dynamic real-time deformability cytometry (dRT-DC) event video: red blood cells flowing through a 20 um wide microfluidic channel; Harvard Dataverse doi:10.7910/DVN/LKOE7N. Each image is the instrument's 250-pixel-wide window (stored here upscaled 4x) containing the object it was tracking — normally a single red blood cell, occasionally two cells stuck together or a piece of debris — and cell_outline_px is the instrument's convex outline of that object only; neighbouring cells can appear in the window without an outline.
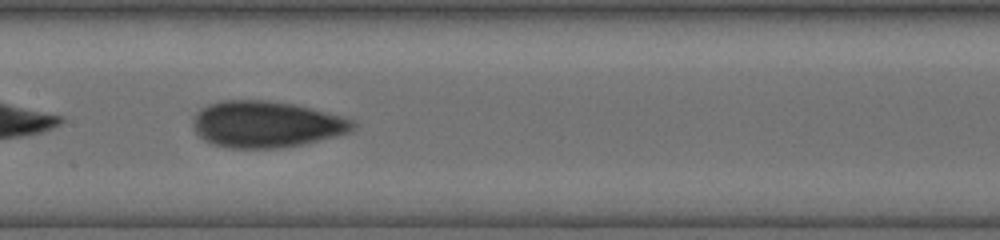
{"species": "human", "species_latin": "Homo sapiens", "temperature_condition": "cold", "stored_images_in_passage": 27, "camera_frame_rate_fps": 3000, "um_per_image_px": 0.085, "donor": {"sex": "female"}, "frame": {"image": 1, "passage_image": 15, "time_ms": 8.667, "image_size_px": [1000, 240], "cell_outline_px": [[356, 128], [352, 132], [304, 144], [280, 148], [228, 148], [212, 144], [204, 140], [196, 132], [196, 112], [200, 108], [208, 104], [224, 100], [264, 100], [296, 104], [356, 120]], "centroid_in_image_um": [22.69, 10.57], "position_along_channel_um": 184.7, "area_um2": 43.35}}
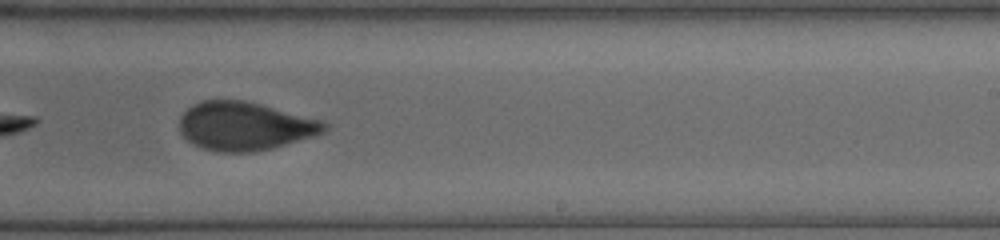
{"frame": {"image": 2, "passage_image": 19, "time_ms": 10.667, "image_size_px": [1000, 240], "cell_outline_px": [[328, 128], [324, 132], [312, 136], [272, 148], [252, 152], [216, 152], [192, 144], [180, 132], [180, 116], [192, 104], [200, 100], [244, 100], [260, 104], [320, 120], [328, 124]], "centroid_in_image_um": [20.77, 10.72], "position_along_channel_um": 268.2, "area_um2": 40.63}}
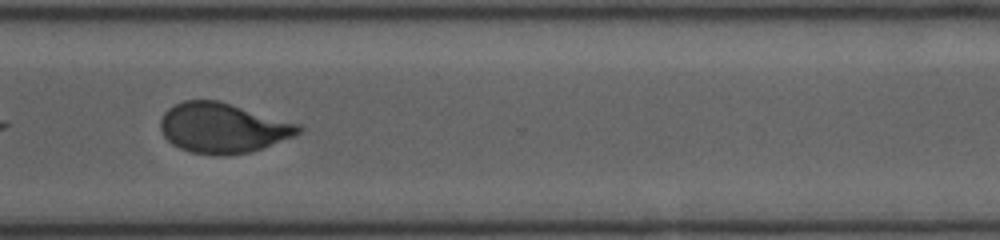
{"frame": {"image": 3, "passage_image": 23, "time_ms": 12.667, "image_size_px": [1000, 240], "cell_outline_px": [[304, 128], [300, 132], [292, 136], [260, 148], [248, 152], [224, 156], [220, 156], [192, 152], [180, 148], [172, 144], [164, 136], [160, 128], [160, 120], [164, 112], [168, 108], [184, 100], [220, 100], [300, 124]], "centroid_in_image_um": [18.91, 10.86], "position_along_channel_um": 351.7, "area_um2": 40.11}}